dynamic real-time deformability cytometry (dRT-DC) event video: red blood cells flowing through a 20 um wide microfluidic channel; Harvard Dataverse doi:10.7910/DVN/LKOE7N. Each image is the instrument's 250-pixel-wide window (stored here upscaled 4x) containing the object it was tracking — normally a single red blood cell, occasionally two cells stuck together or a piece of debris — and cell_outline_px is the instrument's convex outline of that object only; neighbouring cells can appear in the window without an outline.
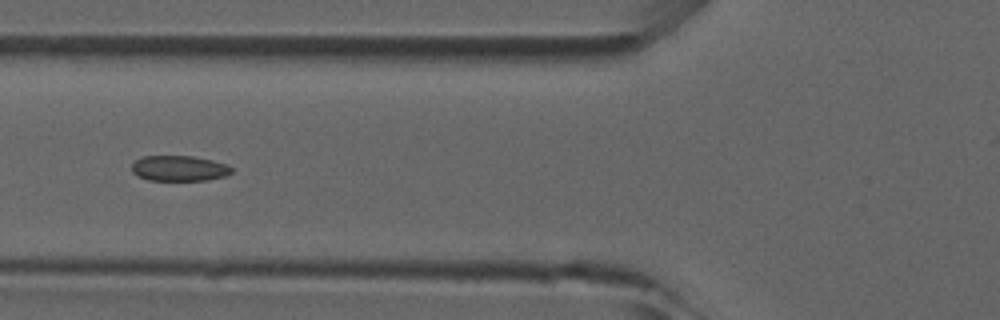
{"species": "common noctule bat (a hibernating species)", "species_latin": "Nyctalus noctula", "temperature_condition": "room temperature", "stored_images_in_passage": 43, "camera_frame_rate_fps": 3000, "um_per_image_px": 0.085, "animal": {"sex": "male", "forearm_length_mm": 52.5}, "frame": {"image": 1, "passage_image": 13, "time_ms": 4.0, "image_size_px": [1000, 320], "cell_outline_px": [[232, 172], [224, 176], [208, 180], [148, 180], [136, 176], [132, 172], [132, 164], [136, 160], [144, 156], [192, 156], [212, 160], [228, 164], [232, 168]], "centroid_in_image_um": [15.22, 14.31], "position_along_channel_um": 110.6, "area_um2": 14.85}}